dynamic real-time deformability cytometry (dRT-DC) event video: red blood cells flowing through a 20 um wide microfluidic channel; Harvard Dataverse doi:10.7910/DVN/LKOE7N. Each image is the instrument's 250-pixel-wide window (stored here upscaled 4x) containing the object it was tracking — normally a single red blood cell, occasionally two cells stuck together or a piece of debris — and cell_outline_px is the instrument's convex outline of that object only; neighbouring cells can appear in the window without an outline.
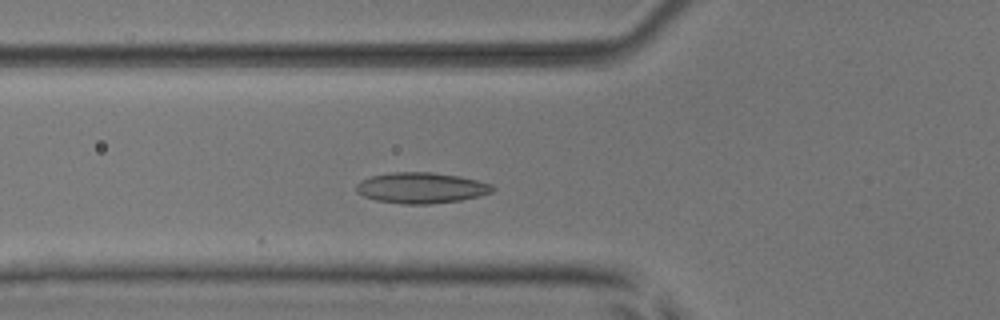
{"species": "common noctule bat (a hibernating species)", "species_latin": "Nyctalus noctula", "temperature_condition": "room temperature", "stored_images_in_passage": 44, "camera_frame_rate_fps": 3000, "um_per_image_px": 0.085, "animal": {"sex": "male", "body_mass_g": 17.9, "forearm_length_mm": 54.2}, "frame": {"image": 1, "passage_image": 15, "time_ms": 4.667, "image_size_px": [1000, 320], "cell_outline_px": [[496, 188], [492, 192], [480, 196], [460, 200], [428, 204], [400, 204], [376, 200], [364, 196], [356, 192], [356, 184], [360, 180], [372, 176], [392, 172], [432, 172], [460, 176], [492, 184]], "centroid_in_image_um": [35.8, 15.97], "position_along_channel_um": 90.0, "area_um2": 24.57}}
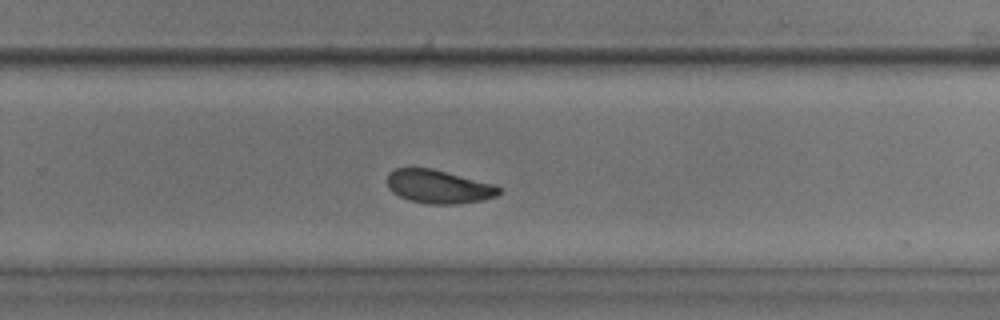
{"frame": {"image": 2, "passage_image": 31, "time_ms": 10.0, "image_size_px": [1000, 320], "cell_outline_px": [[504, 188], [496, 196], [484, 200], [456, 204], [428, 204], [412, 200], [400, 196], [392, 192], [388, 188], [388, 172], [392, 168], [432, 168], [496, 184]], "centroid_in_image_um": [37.32, 15.85], "position_along_channel_um": 292.5, "area_um2": 22.02}}
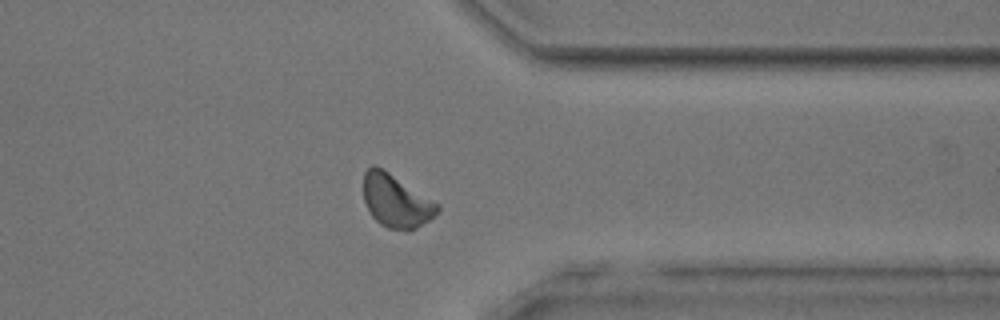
{"frame": {"image": 3, "passage_image": 38, "time_ms": 12.333, "image_size_px": [1000, 320], "cell_outline_px": [[440, 208], [428, 220], [416, 228], [408, 232], [388, 228], [380, 224], [372, 216], [364, 200], [364, 172], [372, 164], [376, 164], [440, 204]], "centroid_in_image_um": [33.65, 17.08], "position_along_channel_um": 377.7, "area_um2": 22.77}, "authors_computed_cell_mechanics": {"area_um2": 22.7443, "velocity_mm_per_s": 3.8046, "shape_relaxation_time_tau1_ms": 2.909, "shape_relaxation_time_tau2_ms": 3.0936, "deformation_change_tau1": 0.0803, "deformation_change_tau2": 0.0736}}